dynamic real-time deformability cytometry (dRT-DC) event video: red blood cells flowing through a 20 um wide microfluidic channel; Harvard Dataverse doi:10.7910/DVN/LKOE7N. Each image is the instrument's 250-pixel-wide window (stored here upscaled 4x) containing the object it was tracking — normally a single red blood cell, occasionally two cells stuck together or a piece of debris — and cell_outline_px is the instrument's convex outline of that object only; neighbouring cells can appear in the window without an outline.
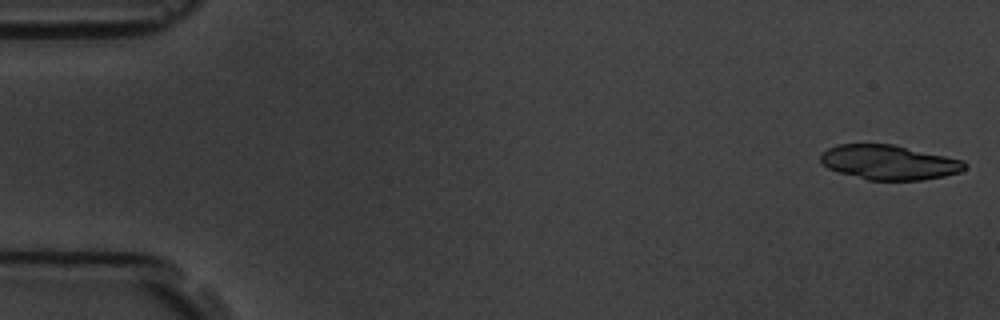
{"species": "common noctule bat (a hibernating species)", "species_latin": "Nyctalus noctula", "temperature_condition": "room temperature", "stored_images_in_passage": 6, "camera_frame_rate_fps": 3000, "um_per_image_px": 0.085, "animal": {"sex": "male", "body_mass_g": 19.5, "forearm_length_mm": 54.6}, "frame": {"image": 1, "passage_image": 1, "time_ms": 0.0, "image_size_px": [1000, 320], "cell_outline_px": [[968, 164], [960, 172], [944, 176], [920, 180], [868, 180], [840, 172], [828, 168], [820, 160], [820, 156], [828, 148], [836, 144], [892, 144], [964, 160]], "centroid_in_image_um": [75.58, 13.8], "position_along_channel_um": 9.4, "area_um2": 28.9}}